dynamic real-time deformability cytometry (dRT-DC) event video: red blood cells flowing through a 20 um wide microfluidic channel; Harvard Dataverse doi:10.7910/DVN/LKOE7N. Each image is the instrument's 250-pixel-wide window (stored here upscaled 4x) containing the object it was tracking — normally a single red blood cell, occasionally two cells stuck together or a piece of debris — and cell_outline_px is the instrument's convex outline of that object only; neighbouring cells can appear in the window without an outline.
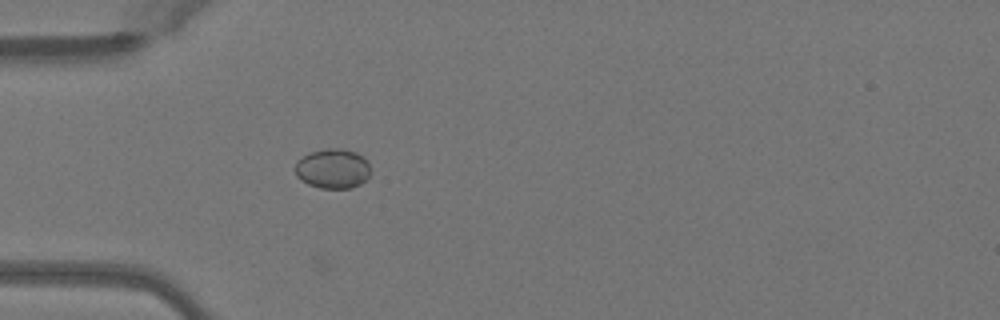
{"species": "Egyptian fruit bat (a non-hibernating species)", "species_latin": "Rousettus aegyptiacus", "temperature_condition": "warm", "stored_images_in_passage": 37, "camera_frame_rate_fps": 3000, "um_per_image_px": 0.085, "animal": {"sex": "female"}, "frame": {"image": 1, "passage_image": 2, "time_ms": 0.333, "image_size_px": [1000, 320], "cell_outline_px": [[368, 176], [360, 184], [352, 188], [320, 188], [308, 184], [300, 180], [296, 176], [296, 160], [312, 152], [328, 148], [340, 148], [356, 152], [364, 156], [368, 160]], "centroid_in_image_um": [28.28, 14.33], "position_along_channel_um": 56.7, "area_um2": 17.4}}
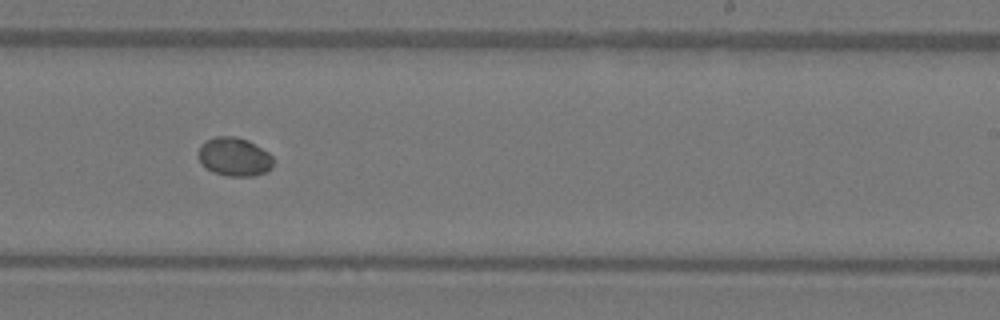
{"frame": {"image": 2, "passage_image": 18, "time_ms": 5.667, "image_size_px": [1000, 320], "cell_outline_px": [[272, 168], [268, 172], [252, 176], [228, 176], [212, 172], [200, 164], [196, 156], [196, 152], [200, 144], [216, 136], [236, 136], [248, 140], [268, 152], [272, 156]], "centroid_in_image_um": [19.87, 13.33], "position_along_channel_um": 269.1, "area_um2": 17.22}}
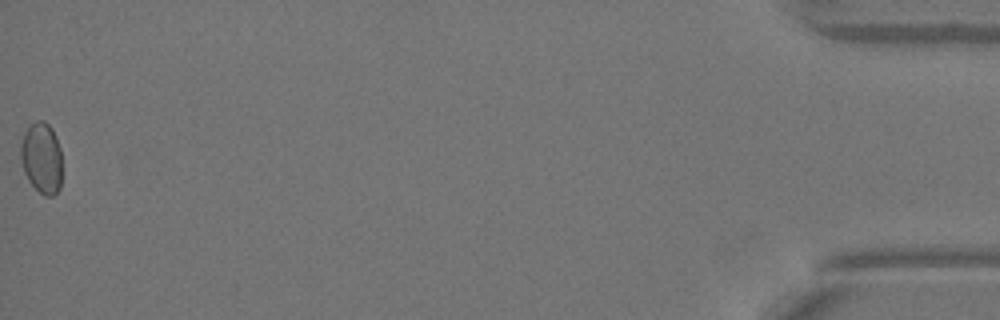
{"frame": {"image": 3, "passage_image": 37, "time_ms": 12.0, "image_size_px": [1000, 320], "cell_outline_px": [[60, 188], [52, 196], [44, 196], [28, 180], [24, 172], [20, 160], [20, 144], [24, 132], [36, 120], [44, 120], [52, 128], [56, 136], [60, 148]], "centroid_in_image_um": [3.51, 13.4], "position_along_channel_um": 431.7, "area_um2": 17.11}}